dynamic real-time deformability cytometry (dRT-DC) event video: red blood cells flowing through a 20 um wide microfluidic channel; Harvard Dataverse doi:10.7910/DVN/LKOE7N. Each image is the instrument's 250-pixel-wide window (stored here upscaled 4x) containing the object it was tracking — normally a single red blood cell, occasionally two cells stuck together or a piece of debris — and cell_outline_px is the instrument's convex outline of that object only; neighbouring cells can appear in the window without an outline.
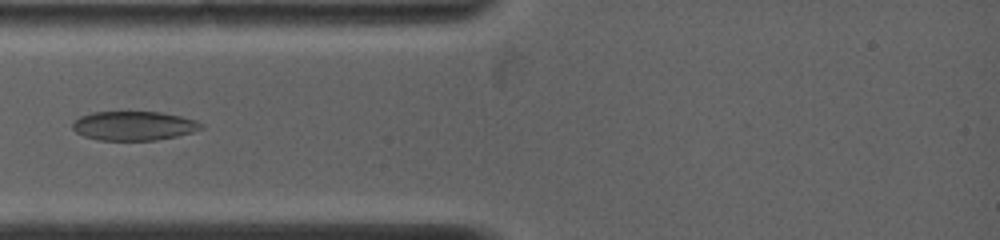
{"species": "common noctule bat (a hibernating species)", "species_latin": "Nyctalus noctula", "temperature_condition": "warm", "stored_images_in_passage": 20, "camera_frame_rate_fps": 5000, "um_per_image_px": 0.085, "animal": {"sex": "female", "body_mass_g": 19.0, "forearm_length_mm": 53.3}, "frame": {"image": 1, "passage_image": 3, "time_ms": 0.8, "image_size_px": [1000, 240], "cell_outline_px": [[204, 128], [192, 132], [176, 136], [156, 140], [100, 140], [84, 136], [76, 132], [72, 128], [72, 120], [80, 116], [92, 112], [160, 112], [180, 116], [196, 120], [204, 124]], "centroid_in_image_um": [11.36, 10.69], "position_along_channel_um": 73.6, "area_um2": 21.91}}
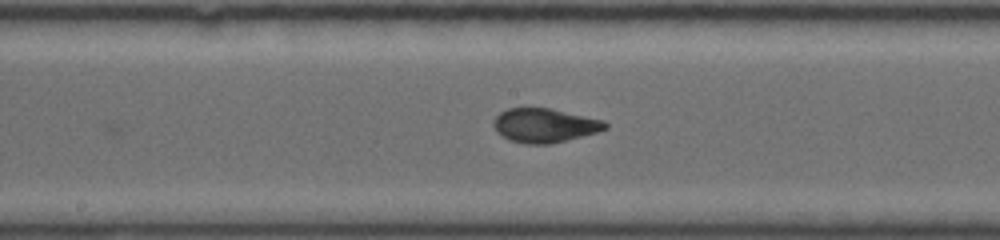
{"frame": {"image": 2, "passage_image": 12, "time_ms": 4.0, "image_size_px": [1000, 240], "cell_outline_px": [[608, 128], [596, 132], [548, 144], [528, 144], [508, 140], [496, 132], [492, 124], [492, 120], [500, 112], [508, 108], [552, 108], [604, 120], [608, 124]], "centroid_in_image_um": [46.25, 10.64], "position_along_channel_um": 201.9, "area_um2": 22.2}}
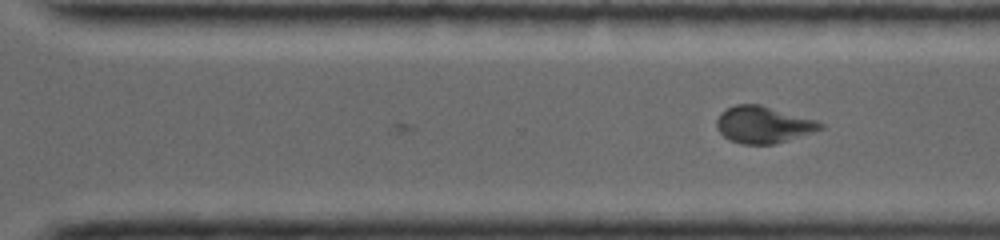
{"frame": {"image": 3, "passage_image": 20, "time_ms": 6.6, "image_size_px": [1000, 240], "cell_outline_px": [[824, 128], [776, 144], [740, 144], [724, 136], [720, 132], [716, 124], [716, 120], [720, 112], [736, 104], [760, 104], [816, 120], [824, 124]], "centroid_in_image_um": [64.87, 10.59], "position_along_channel_um": 305.7, "area_um2": 22.14}}